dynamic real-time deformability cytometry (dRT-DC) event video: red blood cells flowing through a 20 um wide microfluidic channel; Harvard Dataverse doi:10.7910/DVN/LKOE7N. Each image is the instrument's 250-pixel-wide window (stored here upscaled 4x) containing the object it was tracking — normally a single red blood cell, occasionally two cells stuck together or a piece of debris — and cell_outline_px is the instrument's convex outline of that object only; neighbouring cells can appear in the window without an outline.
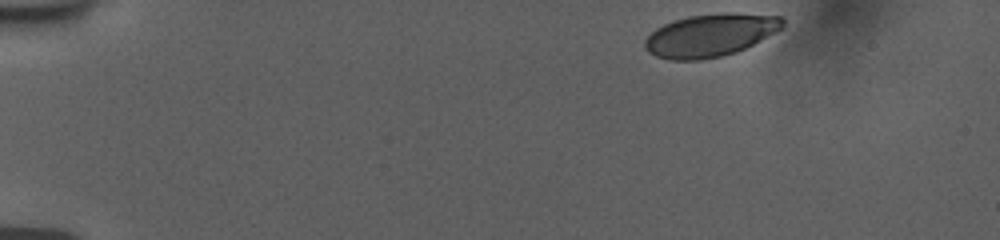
{"species": "human", "species_latin": "Homo sapiens", "temperature_condition": "room temperature", "stored_images_in_passage": 42, "camera_frame_rate_fps": 3000, "um_per_image_px": 0.085, "donor": {"sex": "female"}, "frame": {"image": 1, "passage_image": 1, "time_ms": 0.0, "image_size_px": [1000, 240], "cell_outline_px": [[784, 28], [736, 52], [720, 56], [700, 60], [668, 60], [656, 56], [648, 52], [644, 48], [644, 40], [656, 28], [672, 20], [688, 16], [724, 12], [736, 12], [780, 16], [784, 20]], "centroid_in_image_um": [60.37, 2.98], "position_along_channel_um": 24.6, "area_um2": 34.51}}
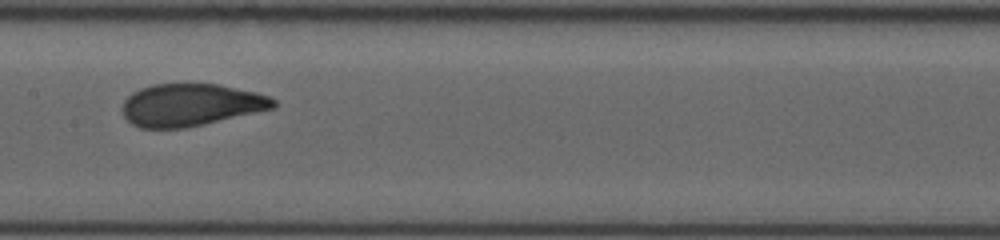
{"frame": {"image": 2, "passage_image": 23, "time_ms": 7.333, "image_size_px": [1000, 240], "cell_outline_px": [[276, 108], [204, 124], [184, 128], [140, 128], [132, 124], [124, 116], [120, 108], [124, 100], [132, 92], [140, 88], [152, 84], [220, 84], [256, 92], [268, 96], [276, 100]], "centroid_in_image_um": [16.2, 8.91], "position_along_channel_um": 191.2, "area_um2": 37.51}}
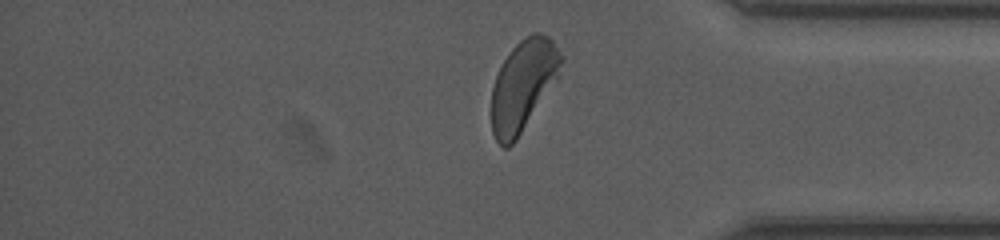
{"frame": {"image": 3, "passage_image": 40, "time_ms": 13.0, "image_size_px": [1000, 240], "cell_outline_px": [[564, 60], [560, 80], [516, 140], [508, 148], [504, 148], [496, 140], [492, 132], [492, 88], [496, 76], [508, 52], [520, 40], [532, 32], [540, 32], [548, 36], [552, 40], [564, 56]], "centroid_in_image_um": [44.54, 7.24], "position_along_channel_um": 390.7, "area_um2": 37.74}, "authors_computed_cell_mechanics": {"area_um2": 37.7434, "velocity_mm_per_s": 3.7224, "shape_relaxation_time_tau1_ms": 3.2025, "shape_relaxation_time_tau2_ms": null, "deformation_change_tau1": 0.1385, "deformation_change_tau2": null}}